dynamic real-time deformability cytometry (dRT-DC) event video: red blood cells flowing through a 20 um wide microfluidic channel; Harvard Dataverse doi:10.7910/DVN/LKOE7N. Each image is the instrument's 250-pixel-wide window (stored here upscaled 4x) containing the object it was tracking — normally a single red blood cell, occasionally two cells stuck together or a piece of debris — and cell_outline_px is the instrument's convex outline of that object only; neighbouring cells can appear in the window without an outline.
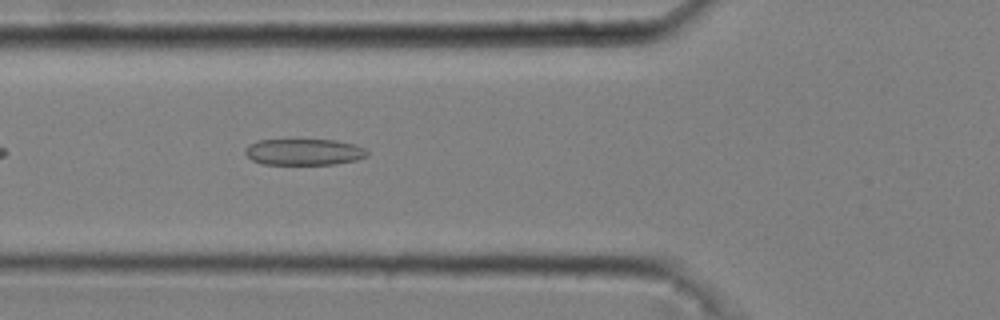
{"species": "common noctule bat (a hibernating species)", "species_latin": "Nyctalus noctula", "temperature_condition": "cold", "stored_images_in_passage": 38, "camera_frame_rate_fps": 3000, "um_per_image_px": 0.085, "animal": {"sex": "male", "body_mass_g": 20.4}, "frame": {"image": 1, "passage_image": 7, "time_ms": 2.0, "image_size_px": [1000, 320], "cell_outline_px": [[368, 156], [356, 160], [336, 164], [260, 164], [252, 160], [244, 152], [244, 148], [248, 144], [256, 140], [336, 140], [356, 144], [364, 148], [368, 152]], "centroid_in_image_um": [25.83, 12.91], "position_along_channel_um": 100.0, "area_um2": 18.9}}
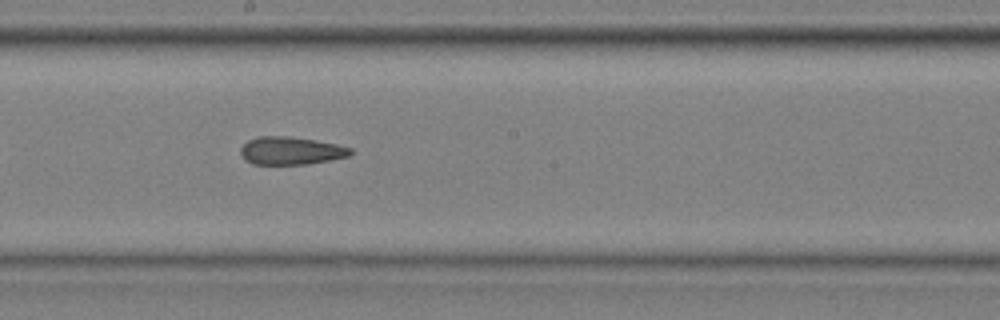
{"frame": {"image": 2, "passage_image": 17, "time_ms": 5.333, "image_size_px": [1000, 320], "cell_outline_px": [[352, 152], [348, 156], [308, 164], [252, 164], [244, 160], [240, 152], [240, 148], [248, 140], [260, 136], [288, 136], [316, 140], [336, 144], [352, 148]], "centroid_in_image_um": [24.69, 12.81], "position_along_channel_um": 223.5, "area_um2": 17.8}}
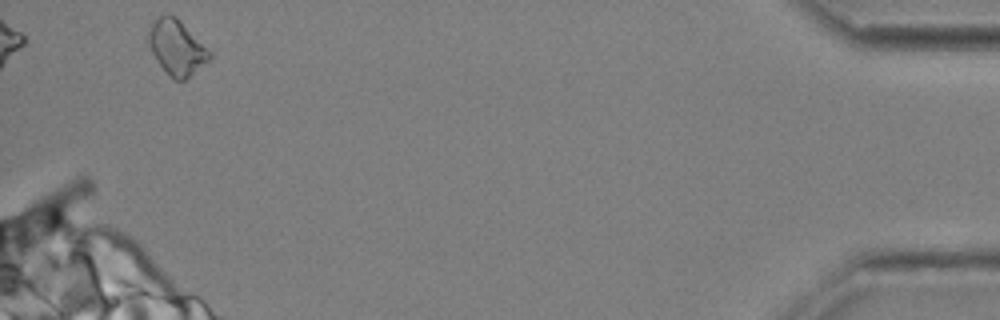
{"frame": {"image": 3, "passage_image": 38, "time_ms": 12.333, "image_size_px": [1000, 320], "cell_outline_px": [[212, 56], [208, 60], [184, 80], [176, 80], [156, 60], [148, 44], [148, 24], [152, 20], [160, 16], [176, 16], [212, 52]], "centroid_in_image_um": [15.0, 3.99], "position_along_channel_um": 420.2, "area_um2": 19.19}, "authors_computed_cell_mechanics": {"area_um2": 18.207, "velocity_mm_per_s": 3.7037, "shape_relaxation_time_tau1_ms": null, "shape_relaxation_time_tau2_ms": 4.1805, "deformation_change_tau1": null, "deformation_change_tau2": 0.1456}}